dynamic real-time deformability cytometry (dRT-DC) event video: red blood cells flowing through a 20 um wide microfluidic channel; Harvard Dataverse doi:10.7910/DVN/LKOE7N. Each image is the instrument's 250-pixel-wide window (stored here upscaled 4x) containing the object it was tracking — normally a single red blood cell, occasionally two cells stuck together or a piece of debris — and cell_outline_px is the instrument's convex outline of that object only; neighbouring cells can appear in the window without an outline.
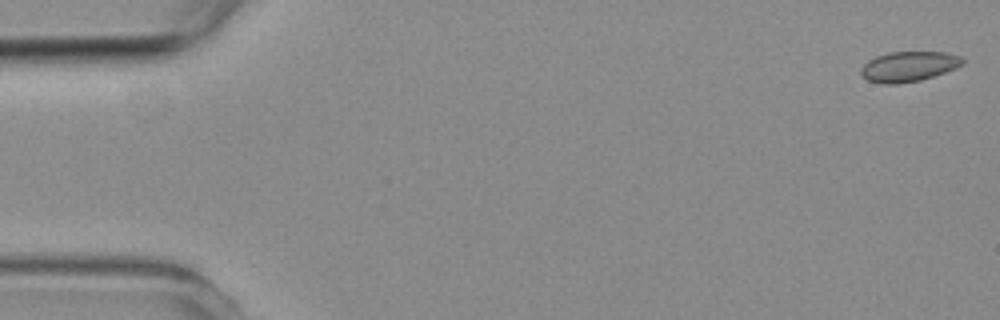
{"species": "common noctule bat (a hibernating species)", "species_latin": "Nyctalus noctula", "temperature_condition": "room temperature", "stored_images_in_passage": 4, "camera_frame_rate_fps": 3000, "um_per_image_px": 0.085, "animal": {"sex": "female", "body_mass_g": 19.3, "forearm_length_mm": 54.1}, "frame": {"image": 1, "passage_image": 1, "time_ms": 0.0, "image_size_px": [1000, 320], "cell_outline_px": [[964, 64], [956, 68], [920, 80], [896, 84], [884, 84], [868, 80], [860, 76], [860, 68], [868, 60], [876, 56], [888, 52], [944, 52], [960, 56], [964, 60]], "centroid_in_image_um": [77.2, 5.65], "position_along_channel_um": 7.8, "area_um2": 17.86}}